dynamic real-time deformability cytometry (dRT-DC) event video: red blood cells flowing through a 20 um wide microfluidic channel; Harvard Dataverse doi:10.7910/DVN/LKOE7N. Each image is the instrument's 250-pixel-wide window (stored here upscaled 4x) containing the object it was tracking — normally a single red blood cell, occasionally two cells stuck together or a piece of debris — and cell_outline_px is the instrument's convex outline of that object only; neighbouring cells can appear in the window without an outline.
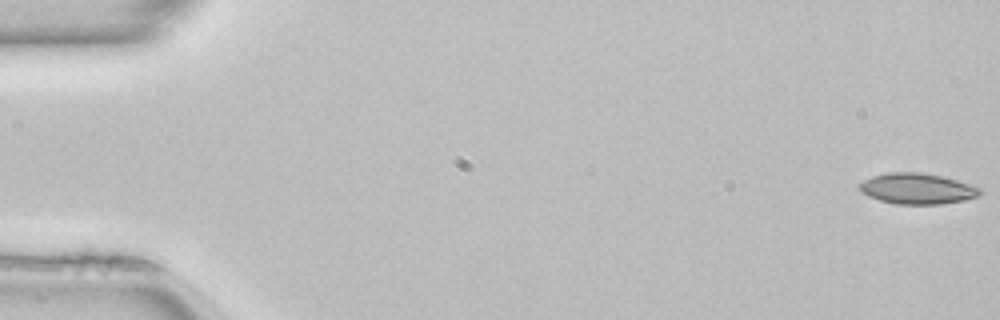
{"species": "common noctule bat (a hibernating species)", "species_latin": "Nyctalus noctula", "temperature_condition": "room temperature", "stored_images_in_passage": 51, "camera_frame_rate_fps": 3000, "um_per_image_px": 0.085, "animal": {"sex": "female", "body_mass_g": 22.7, "forearm_length_mm": 54.2}, "frame": {"image": 1, "passage_image": 1, "time_ms": 0.0, "image_size_px": [1000, 320], "cell_outline_px": [[984, 192], [980, 196], [964, 200], [940, 204], [896, 204], [880, 200], [868, 196], [860, 192], [860, 184], [864, 180], [872, 176], [888, 172], [920, 172], [940, 176], [956, 180], [980, 188]], "centroid_in_image_um": [77.97, 16.04], "position_along_channel_um": 7.0, "area_um2": 21.56}}
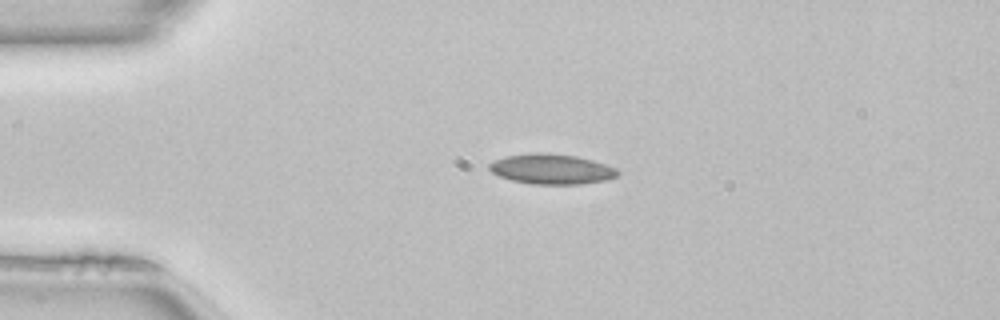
{"frame": {"image": 2, "passage_image": 12, "time_ms": 3.667, "image_size_px": [1000, 320], "cell_outline_px": [[620, 172], [616, 176], [604, 180], [580, 184], [532, 184], [512, 180], [500, 176], [492, 172], [488, 168], [488, 164], [504, 156], [532, 152], [548, 152], [576, 156], [592, 160], [616, 168]], "centroid_in_image_um": [46.85, 14.35], "position_along_channel_um": 38.1, "area_um2": 22.54}, "authors_computed_cell_mechanics": {"area_um2": 20.9236, "velocity_mm_per_s": 4.0977, "shape_relaxation_time_tau1_ms": 10.2258, "shape_relaxation_time_tau2_ms": 3.9139, "deformation_change_tau1": 0.1992, "deformation_change_tau2": 0.1074}}